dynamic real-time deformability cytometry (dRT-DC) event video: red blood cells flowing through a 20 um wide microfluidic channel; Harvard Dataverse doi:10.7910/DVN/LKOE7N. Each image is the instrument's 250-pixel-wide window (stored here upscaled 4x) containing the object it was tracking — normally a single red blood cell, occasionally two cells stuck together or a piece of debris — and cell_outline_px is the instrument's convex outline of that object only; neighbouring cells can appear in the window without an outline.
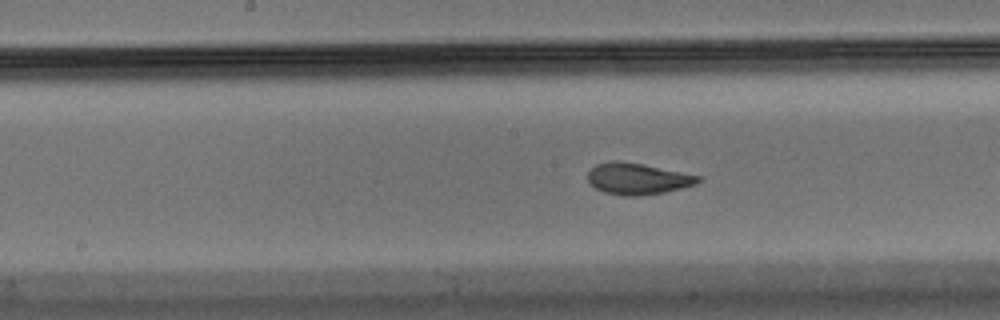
{"species": "Egyptian fruit bat (a non-hibernating species)", "species_latin": "Rousettus aegyptiacus", "temperature_condition": "warm", "stored_images_in_passage": 29, "camera_frame_rate_fps": 3000, "um_per_image_px": 0.085, "animal": {"sex": "male"}, "frame": {"image": 1, "passage_image": 13, "time_ms": 4.0, "image_size_px": [1000, 320], "cell_outline_px": [[704, 180], [696, 184], [664, 192], [640, 196], [624, 196], [604, 192], [596, 188], [588, 180], [588, 172], [596, 164], [612, 160], [616, 160], [644, 164], [704, 176]], "centroid_in_image_um": [54.25, 15.18], "position_along_channel_um": 193.9, "area_um2": 20.4}}
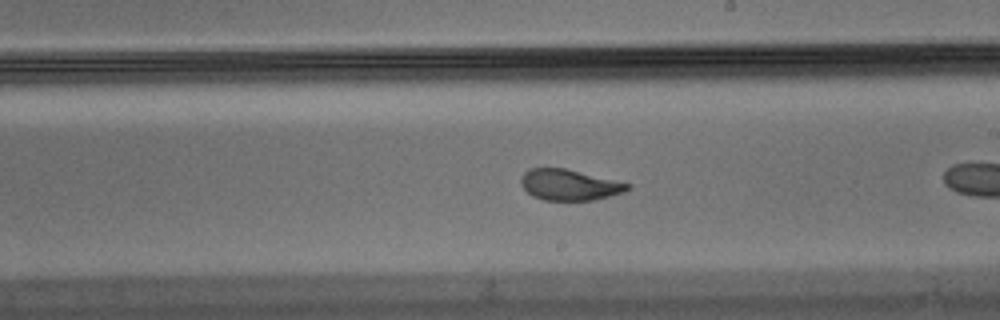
{"frame": {"image": 2, "passage_image": 17, "time_ms": 5.333, "image_size_px": [1000, 320], "cell_outline_px": [[632, 188], [624, 192], [592, 200], [544, 200], [532, 196], [520, 184], [520, 176], [528, 168], [564, 168], [632, 184]], "centroid_in_image_um": [48.37, 15.71], "position_along_channel_um": 240.6, "area_um2": 19.19}}